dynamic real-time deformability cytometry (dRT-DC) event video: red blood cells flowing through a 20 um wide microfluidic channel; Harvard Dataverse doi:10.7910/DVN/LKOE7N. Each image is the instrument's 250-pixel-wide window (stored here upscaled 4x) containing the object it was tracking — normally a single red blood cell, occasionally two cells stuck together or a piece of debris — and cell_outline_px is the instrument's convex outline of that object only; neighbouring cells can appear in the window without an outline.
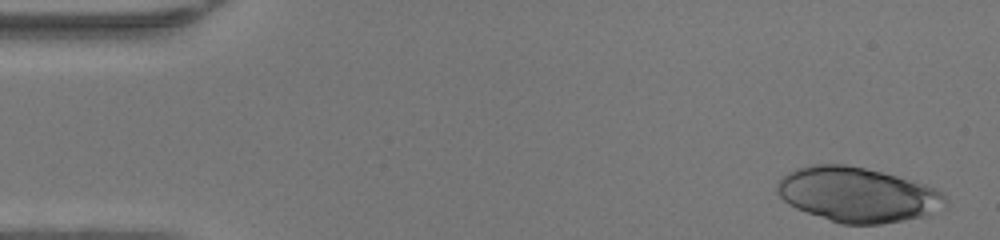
{"species": "human", "species_latin": "Homo sapiens", "temperature_condition": "warm", "stored_images_in_passage": 39, "camera_frame_rate_fps": 3000, "um_per_image_px": 0.085, "donor": {"sex": "female"}, "frame": {"image": 1, "passage_image": 1, "time_ms": 0.0, "image_size_px": [1000, 240], "cell_outline_px": [[948, 200], [944, 208], [920, 216], [880, 224], [840, 224], [796, 208], [788, 204], [776, 192], [776, 184], [788, 172], [796, 168], [812, 164], [844, 164], [864, 168], [896, 176], [924, 184], [936, 188]], "centroid_in_image_um": [72.85, 16.54], "position_along_channel_um": 12.1, "area_um2": 53.23}}
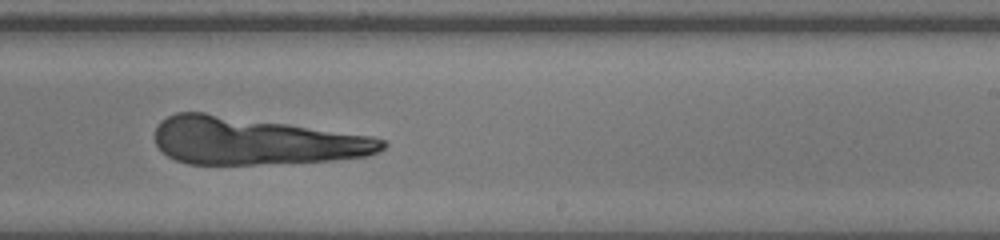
{"frame": {"image": 2, "passage_image": 28, "time_ms": 9.0, "image_size_px": [1000, 240], "cell_outline_px": [[388, 144], [384, 148], [368, 156], [332, 160], [256, 164], [188, 164], [176, 160], [168, 156], [156, 144], [156, 124], [160, 120], [176, 112], [204, 112], [372, 136], [384, 140]], "centroid_in_image_um": [21.65, 11.98], "position_along_channel_um": 267.3, "area_um2": 62.42}}
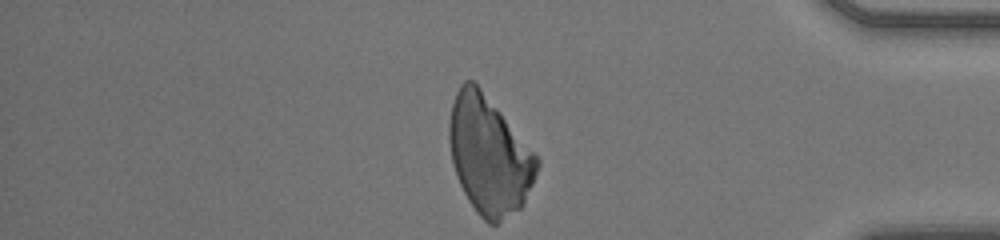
{"frame": {"image": 3, "passage_image": 39, "time_ms": 12.667, "image_size_px": [1000, 240], "cell_outline_px": [[540, 164], [524, 204], [520, 208], [496, 224], [488, 224], [476, 212], [468, 200], [456, 176], [452, 164], [448, 140], [448, 124], [452, 104], [456, 92], [460, 84], [464, 80], [472, 80], [480, 88], [540, 160]], "centroid_in_image_um": [41.54, 13.22], "position_along_channel_um": 393.7, "area_um2": 59.77}}